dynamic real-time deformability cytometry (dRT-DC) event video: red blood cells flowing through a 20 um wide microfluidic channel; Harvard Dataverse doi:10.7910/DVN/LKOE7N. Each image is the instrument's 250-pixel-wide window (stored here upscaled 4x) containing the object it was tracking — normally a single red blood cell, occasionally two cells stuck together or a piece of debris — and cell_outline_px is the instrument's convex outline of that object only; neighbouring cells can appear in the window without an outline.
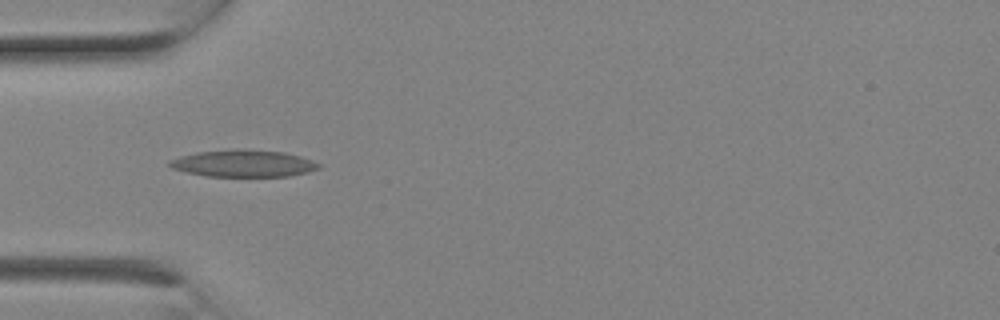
{"species": "Egyptian fruit bat (a non-hibernating species)", "species_latin": "Rousettus aegyptiacus", "temperature_condition": "room temperature", "stored_images_in_passage": 2, "camera_frame_rate_fps": 3000, "um_per_image_px": 0.085, "animal": {"sex": "female"}, "frame": {"image": 1, "passage_image": 2, "time_ms": 0.333, "image_size_px": [1000, 320], "cell_outline_px": [[320, 168], [308, 172], [288, 176], [208, 176], [188, 172], [172, 168], [168, 164], [168, 160], [180, 156], [196, 152], [236, 148], [240, 148], [284, 152], [300, 156], [312, 160], [320, 164]], "centroid_in_image_um": [20.69, 13.87], "position_along_channel_um": 64.3, "area_um2": 23.52}}